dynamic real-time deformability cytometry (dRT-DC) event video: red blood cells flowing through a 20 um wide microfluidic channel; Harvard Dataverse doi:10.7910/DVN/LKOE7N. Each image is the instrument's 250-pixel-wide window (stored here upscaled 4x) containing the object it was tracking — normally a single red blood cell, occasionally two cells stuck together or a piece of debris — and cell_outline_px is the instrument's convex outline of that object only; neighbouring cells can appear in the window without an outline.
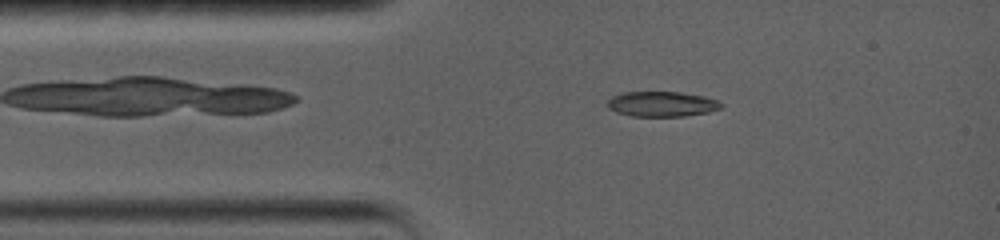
{"species": "common noctule bat (a hibernating species)", "species_latin": "Nyctalus noctula", "temperature_condition": "warm", "stored_images_in_passage": 64, "camera_frame_rate_fps": 5000, "um_per_image_px": 0.085, "animal": {"sex": "female", "body_mass_g": 19.0, "forearm_length_mm": 56.7}, "frame": {"image": 1, "passage_image": 9, "time_ms": 2.2, "image_size_px": [1000, 240], "cell_outline_px": [[724, 104], [720, 108], [708, 112], [684, 116], [632, 116], [616, 112], [608, 108], [608, 100], [612, 96], [624, 92], [680, 92], [704, 96], [716, 100]], "centroid_in_image_um": [56.25, 8.84], "position_along_channel_um": 28.8, "area_um2": 16.59}}
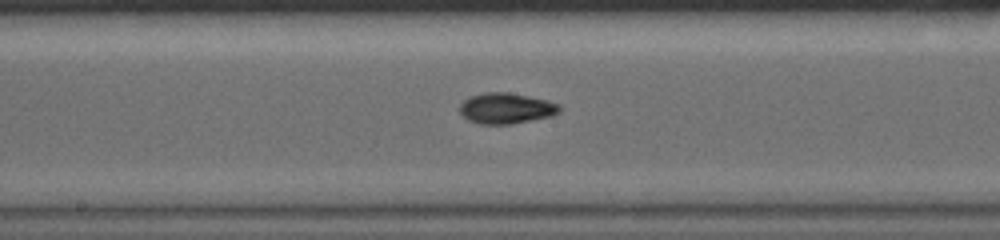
{"frame": {"image": 2, "passage_image": 28, "time_ms": 7.6, "image_size_px": [1000, 240], "cell_outline_px": [[560, 112], [552, 116], [512, 124], [480, 124], [468, 120], [460, 112], [460, 104], [468, 96], [484, 92], [508, 92], [548, 100], [560, 104]], "centroid_in_image_um": [43.03, 9.2], "position_along_channel_um": 205.2, "area_um2": 18.03}}
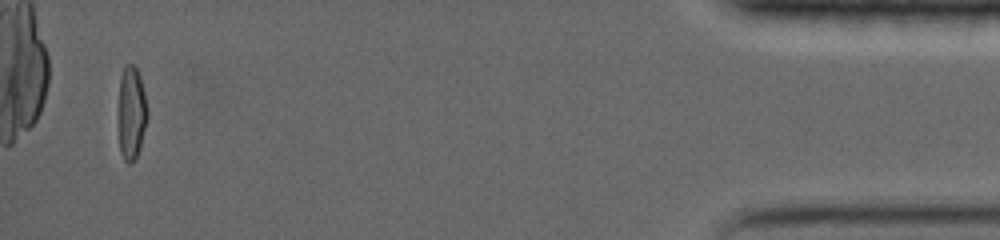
{"frame": {"image": 3, "passage_image": 60, "time_ms": 16.6, "image_size_px": [1000, 240], "cell_outline_px": [[148, 116], [140, 148], [136, 160], [132, 164], [128, 164], [124, 160], [120, 152], [120, 76], [124, 68], [128, 64], [132, 64], [136, 68], [140, 76], [144, 92], [148, 112]], "centroid_in_image_um": [11.21, 9.66], "position_along_channel_um": 424.0, "area_um2": 15.49}, "authors_computed_cell_mechanics": {"area_um2": 16.6175, "velocity_mm_per_s": 3.5944, "shape_relaxation_time_tau1_ms": 9.0075, "shape_relaxation_time_tau2_ms": 1.9112, "deformation_change_tau1": 0.278, "deformation_change_tau2": 0.052}}